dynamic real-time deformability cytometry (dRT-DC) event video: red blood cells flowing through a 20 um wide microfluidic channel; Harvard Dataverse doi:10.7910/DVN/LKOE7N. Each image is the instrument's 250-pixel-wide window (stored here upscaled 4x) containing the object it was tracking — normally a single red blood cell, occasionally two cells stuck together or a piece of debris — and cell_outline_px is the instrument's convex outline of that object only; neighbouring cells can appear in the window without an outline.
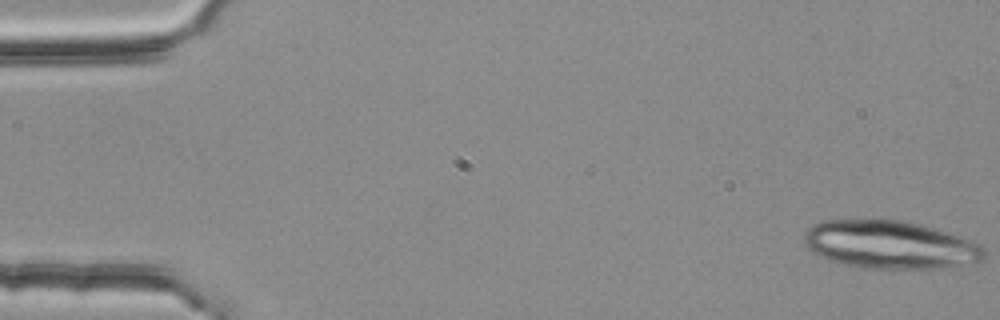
{"species": "common noctule bat (a hibernating species)", "species_latin": "Nyctalus noctula", "temperature_condition": "room temperature", "stored_images_in_passage": 20, "camera_frame_rate_fps": 3000, "um_per_image_px": 0.085, "animal": {"sex": "female", "body_mass_g": 25.1}, "frame": {"image": 1, "passage_image": 1, "time_ms": 0.0, "image_size_px": [1000, 320], "cell_outline_px": [[984, 256], [980, 260], [960, 264], [936, 268], [860, 268], [844, 264], [820, 256], [808, 248], [804, 244], [804, 232], [808, 228], [824, 220], [904, 220], [920, 224], [960, 236], [984, 248]], "centroid_in_image_um": [75.59, 20.79], "position_along_channel_um": 9.4, "area_um2": 49.59}}